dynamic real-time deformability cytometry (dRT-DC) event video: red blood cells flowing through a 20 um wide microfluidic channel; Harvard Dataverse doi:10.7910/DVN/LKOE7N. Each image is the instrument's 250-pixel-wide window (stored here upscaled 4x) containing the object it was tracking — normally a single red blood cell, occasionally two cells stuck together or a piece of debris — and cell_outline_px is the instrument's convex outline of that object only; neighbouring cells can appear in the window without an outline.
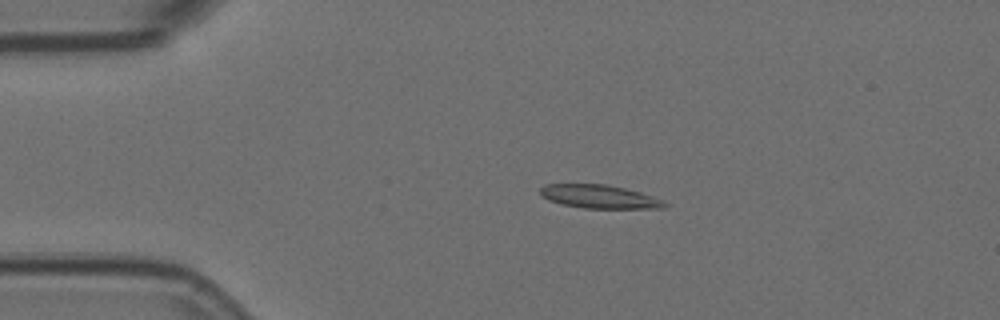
{"species": "Egyptian fruit bat (a non-hibernating species)", "species_latin": "Rousettus aegyptiacus", "temperature_condition": "room temperature", "stored_images_in_passage": 56, "camera_frame_rate_fps": 3000, "um_per_image_px": 0.085, "animal": {"sex": "female"}, "frame": {"image": 1, "passage_image": 11, "time_ms": 3.333, "image_size_px": [1000, 320], "cell_outline_px": [[668, 204], [664, 208], [584, 208], [564, 204], [548, 200], [540, 196], [540, 188], [544, 184], [604, 184], [624, 188], [640, 192], [652, 196]], "centroid_in_image_um": [50.9, 16.71], "position_along_channel_um": 34.1, "area_um2": 16.82}}
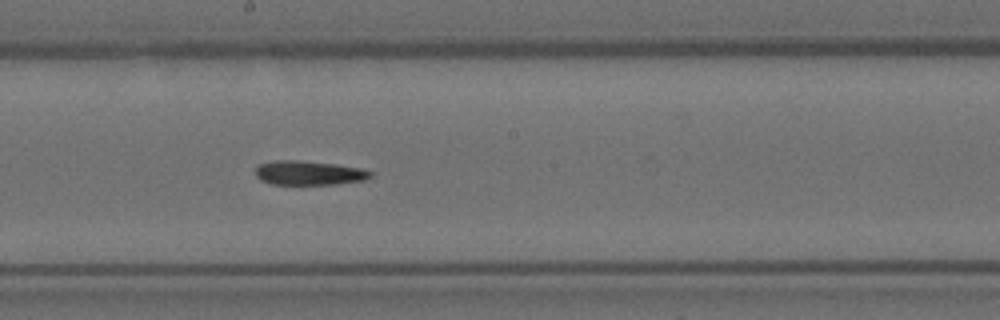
{"frame": {"image": 2, "passage_image": 30, "time_ms": 9.667, "image_size_px": [1000, 320], "cell_outline_px": [[372, 176], [364, 180], [336, 184], [272, 184], [260, 180], [256, 176], [256, 164], [272, 160], [296, 160], [336, 164], [360, 168], [372, 172]], "centroid_in_image_um": [26.21, 14.69], "position_along_channel_um": 222.0, "area_um2": 16.3}}
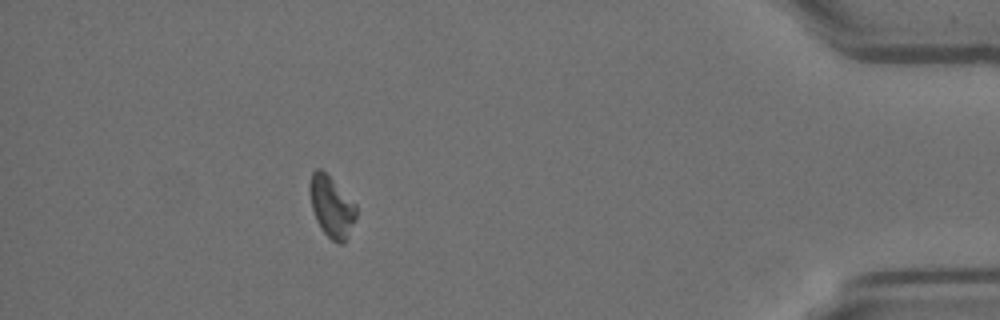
{"frame": {"image": 3, "passage_image": 50, "time_ms": 16.333, "image_size_px": [1000, 320], "cell_outline_px": [[356, 216], [344, 244], [340, 244], [332, 240], [320, 228], [316, 220], [312, 208], [308, 192], [308, 184], [312, 172], [316, 168], [320, 168], [356, 204]], "centroid_in_image_um": [28.14, 17.56], "position_along_channel_um": 407.1, "area_um2": 16.42}}